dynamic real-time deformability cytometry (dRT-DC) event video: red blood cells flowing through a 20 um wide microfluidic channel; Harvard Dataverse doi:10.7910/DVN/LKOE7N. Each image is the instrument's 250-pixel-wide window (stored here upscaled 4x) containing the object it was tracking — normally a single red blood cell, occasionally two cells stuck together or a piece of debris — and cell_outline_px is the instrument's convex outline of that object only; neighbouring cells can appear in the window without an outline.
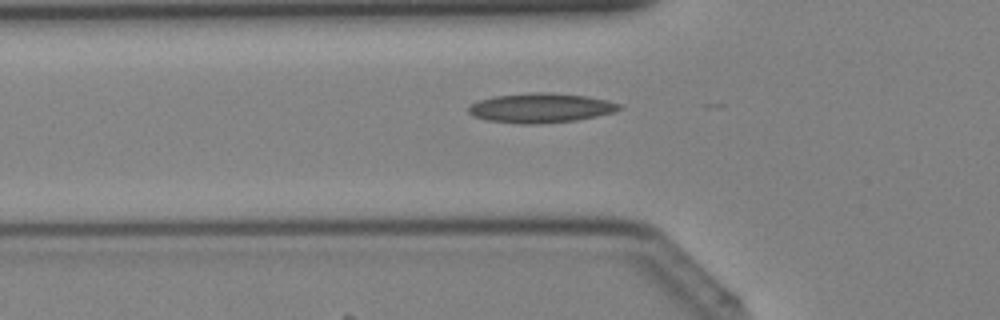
{"species": "Egyptian fruit bat (a non-hibernating species)", "species_latin": "Rousettus aegyptiacus", "temperature_condition": "cold", "stored_images_in_passage": 12, "camera_frame_rate_fps": 3000, "um_per_image_px": 0.085, "animal": {"sex": "female"}, "frame": {"image": 1, "passage_image": 5, "time_ms": 1.333, "image_size_px": [1000, 320], "cell_outline_px": [[624, 108], [616, 112], [576, 120], [540, 124], [516, 124], [484, 120], [468, 112], [468, 108], [472, 104], [480, 100], [496, 96], [532, 92], [548, 92], [588, 96], [620, 104]], "centroid_in_image_um": [45.98, 9.18], "position_along_channel_um": 79.8, "area_um2": 26.01}}
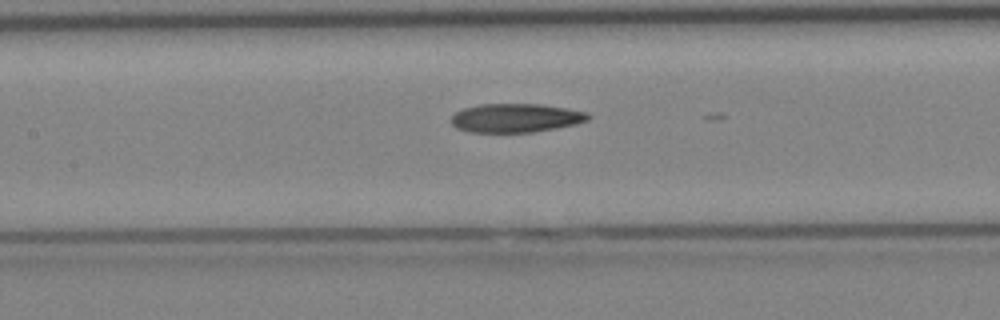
{"frame": {"image": 2, "passage_image": 10, "time_ms": 3.0, "image_size_px": [1000, 320], "cell_outline_px": [[592, 116], [588, 120], [576, 124], [556, 128], [532, 132], [468, 132], [456, 128], [452, 124], [452, 116], [456, 112], [464, 108], [480, 104], [540, 104], [588, 112]], "centroid_in_image_um": [43.85, 10.03], "position_along_channel_um": 163.6, "area_um2": 22.95}}